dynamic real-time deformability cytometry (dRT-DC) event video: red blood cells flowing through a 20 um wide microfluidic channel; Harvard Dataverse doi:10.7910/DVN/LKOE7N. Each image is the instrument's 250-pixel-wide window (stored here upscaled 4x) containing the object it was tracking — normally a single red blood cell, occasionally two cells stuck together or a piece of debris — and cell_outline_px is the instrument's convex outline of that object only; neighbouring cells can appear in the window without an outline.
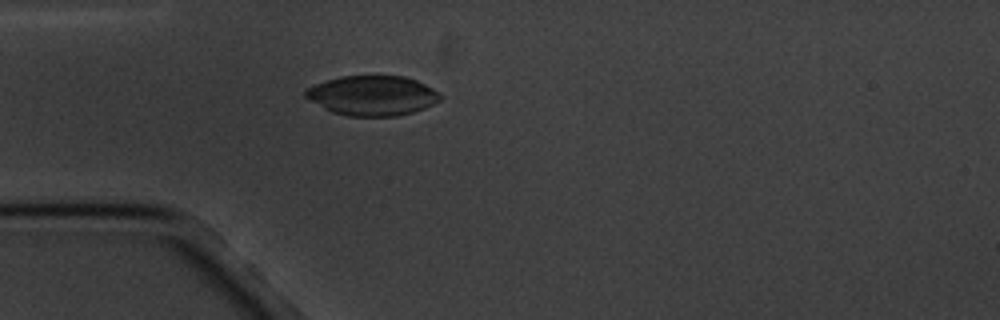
{"species": "common noctule bat (a hibernating species)", "species_latin": "Nyctalus noctula", "temperature_condition": "cold", "stored_images_in_passage": 1, "camera_frame_rate_fps": 3000, "um_per_image_px": 0.085, "animal": {"sex": "male", "body_mass_g": 20.1, "forearm_length_mm": 53.5}, "frame": {"image": 1, "passage_image": 1, "time_ms": 0.0, "image_size_px": [1000, 320], "cell_outline_px": [[440, 100], [424, 108], [412, 112], [396, 116], [348, 116], [332, 112], [324, 108], [304, 96], [304, 92], [308, 88], [316, 84], [340, 76], [404, 76], [416, 80], [440, 92]], "centroid_in_image_um": [31.66, 8.12], "position_along_channel_um": 53.3, "area_um2": 30.98}}